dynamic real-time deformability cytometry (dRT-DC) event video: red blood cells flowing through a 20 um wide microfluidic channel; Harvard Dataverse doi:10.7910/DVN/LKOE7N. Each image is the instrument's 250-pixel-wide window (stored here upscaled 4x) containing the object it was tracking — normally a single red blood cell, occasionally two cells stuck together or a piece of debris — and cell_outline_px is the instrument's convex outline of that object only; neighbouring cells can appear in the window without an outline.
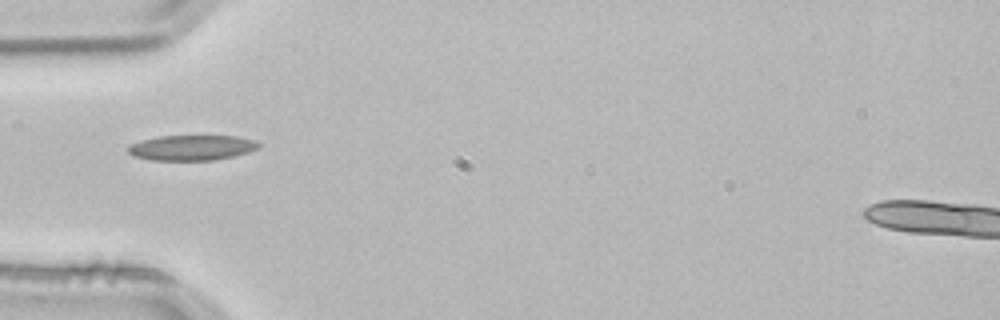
{"species": "common noctule bat (a hibernating species)", "species_latin": "Nyctalus noctula", "temperature_condition": "room temperature", "stored_images_in_passage": 1, "camera_frame_rate_fps": 3000, "um_per_image_px": 0.085, "animal": {"sex": "male", "body_mass_g": 21.5, "forearm_length_mm": 52.0}, "frame": {"image": 1, "passage_image": 1, "time_ms": 0.0, "image_size_px": [1000, 320], "cell_outline_px": [[260, 148], [248, 152], [216, 160], [152, 160], [132, 156], [128, 152], [128, 144], [140, 140], [160, 136], [236, 136], [256, 140], [260, 144]], "centroid_in_image_um": [16.28, 12.55], "position_along_channel_um": 68.7, "area_um2": 19.36}}